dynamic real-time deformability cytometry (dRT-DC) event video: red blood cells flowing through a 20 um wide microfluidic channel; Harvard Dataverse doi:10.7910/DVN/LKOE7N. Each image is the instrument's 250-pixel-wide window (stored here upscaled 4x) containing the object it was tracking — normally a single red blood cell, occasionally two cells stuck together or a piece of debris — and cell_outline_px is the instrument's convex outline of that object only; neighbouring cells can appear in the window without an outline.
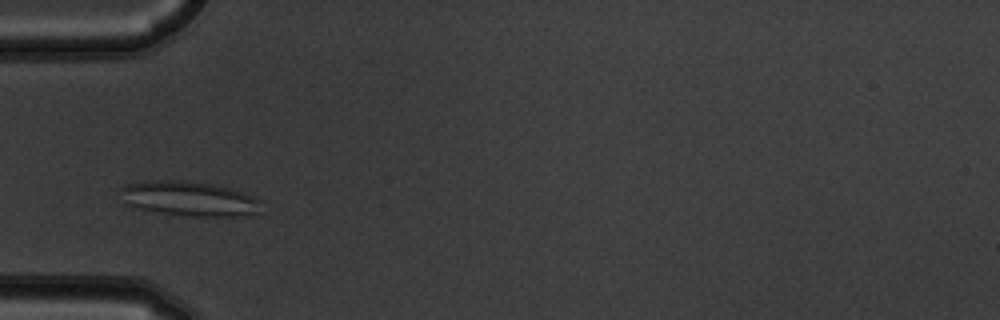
{"species": "common noctule bat (a hibernating species)", "species_latin": "Nyctalus noctula", "temperature_condition": "warm", "stored_images_in_passage": 5, "camera_frame_rate_fps": 3000, "um_per_image_px": 0.085, "animal": {"sex": "male", "body_mass_g": 19.5, "forearm_length_mm": 54.6}, "frame": {"image": 1, "passage_image": 3, "time_ms": 0.667, "image_size_px": [1000, 320], "cell_outline_px": [[260, 212], [240, 216], [184, 216], [136, 208], [128, 204], [120, 188], [124, 184], [144, 180], [180, 180], [212, 184], [244, 192], [256, 196], [260, 200]], "centroid_in_image_um": [16.11, 16.88], "position_along_channel_um": 68.9, "area_um2": 28.5}}
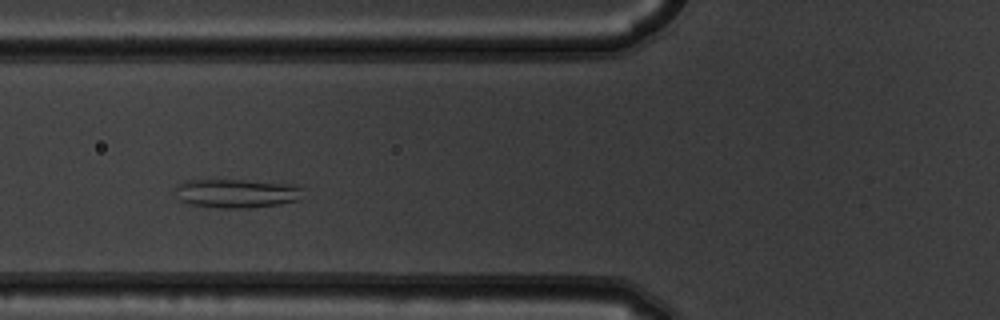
{"frame": {"image": 2, "passage_image": 4, "time_ms": 1.0, "image_size_px": [1000, 320], "cell_outline_px": [[304, 188], [300, 200], [252, 208], [220, 208], [188, 204], [180, 200], [176, 188], [176, 184], [184, 180], [240, 180], [296, 184]], "centroid_in_image_um": [20.14, 16.43], "position_along_channel_um": 105.7, "area_um2": 21.62}}